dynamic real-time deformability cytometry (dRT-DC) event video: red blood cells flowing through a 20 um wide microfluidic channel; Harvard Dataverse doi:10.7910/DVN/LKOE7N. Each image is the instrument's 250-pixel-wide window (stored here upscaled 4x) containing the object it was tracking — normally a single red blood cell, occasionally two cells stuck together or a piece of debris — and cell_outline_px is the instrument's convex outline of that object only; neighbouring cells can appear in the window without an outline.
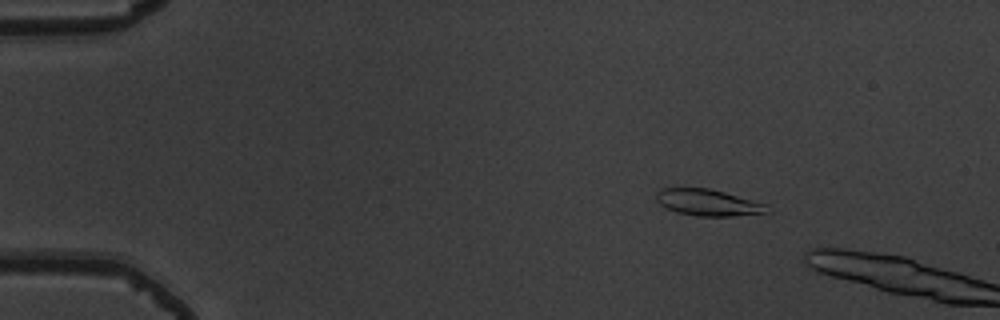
{"species": "common noctule bat (a hibernating species)", "species_latin": "Nyctalus noctula", "temperature_condition": "warm", "stored_images_in_passage": 4, "camera_frame_rate_fps": 3000, "um_per_image_px": 0.085, "animal": {"sex": "male", "body_mass_g": 19.5, "forearm_length_mm": 54.6}, "frame": {"image": 1, "passage_image": 1, "time_ms": 0.0, "image_size_px": [1000, 320], "cell_outline_px": [[772, 212], [732, 216], [696, 216], [676, 212], [660, 204], [656, 200], [656, 192], [660, 188], [708, 188], [724, 192], [764, 204]], "centroid_in_image_um": [60.14, 17.22], "position_along_channel_um": 24.9, "area_um2": 16.94}}